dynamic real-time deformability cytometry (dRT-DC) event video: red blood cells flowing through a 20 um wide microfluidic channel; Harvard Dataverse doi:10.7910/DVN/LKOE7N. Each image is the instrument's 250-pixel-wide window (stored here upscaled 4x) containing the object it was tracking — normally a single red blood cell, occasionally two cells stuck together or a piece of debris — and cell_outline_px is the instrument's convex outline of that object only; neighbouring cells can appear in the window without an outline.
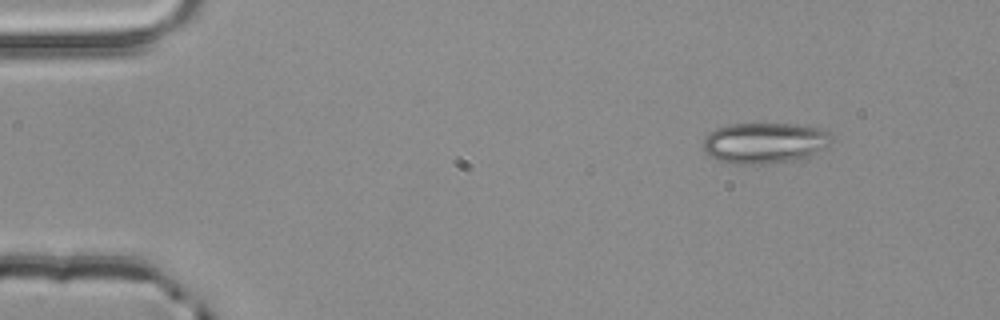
{"species": "common noctule bat (a hibernating species)", "species_latin": "Nyctalus noctula", "temperature_condition": "room temperature", "stored_images_in_passage": 6, "camera_frame_rate_fps": 3000, "um_per_image_px": 0.085, "animal": {"sex": "male", "body_mass_g": 20.4}, "frame": {"image": 1, "passage_image": 1, "time_ms": 0.0, "image_size_px": [1000, 320], "cell_outline_px": [[836, 140], [812, 156], [800, 160], [768, 164], [732, 164], [716, 160], [704, 152], [704, 140], [716, 128], [728, 124], [792, 124], [824, 128]], "centroid_in_image_um": [65.06, 12.17], "position_along_channel_um": 19.9, "area_um2": 31.1}}